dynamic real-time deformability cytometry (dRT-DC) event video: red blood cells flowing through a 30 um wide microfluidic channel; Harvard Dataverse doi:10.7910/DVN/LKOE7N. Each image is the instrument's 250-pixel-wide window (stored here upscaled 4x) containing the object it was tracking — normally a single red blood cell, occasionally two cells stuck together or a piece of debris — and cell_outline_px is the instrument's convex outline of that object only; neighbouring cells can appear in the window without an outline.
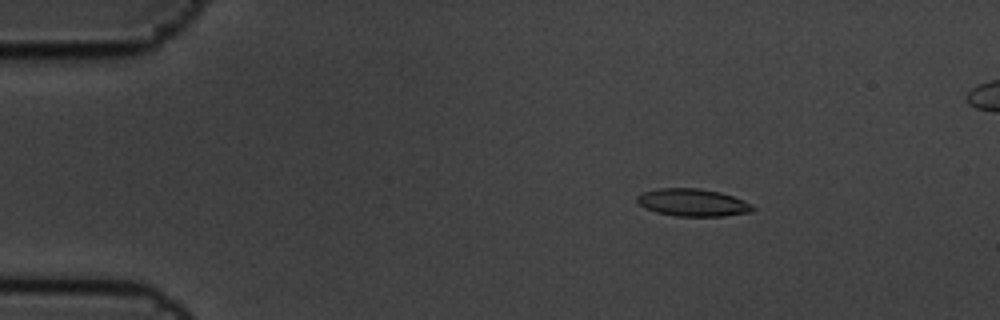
{"species": "common noctule bat (a hibernating species)", "species_latin": "Nyctalus noctula", "temperature_condition": "cold", "stored_images_in_passage": 9, "camera_frame_rate_fps": 3000, "um_per_image_px": 0.085, "animal": {"sex": "male", "body_mass_g": 19.5, "forearm_length_mm": 54.6}, "frame": {"image": 1, "passage_image": 3, "time_ms": 0.667, "image_size_px": [1000, 320], "cell_outline_px": [[756, 208], [752, 212], [724, 216], [676, 216], [656, 212], [644, 208], [636, 200], [636, 196], [644, 192], [660, 188], [696, 188], [720, 192], [744, 200], [752, 204]], "centroid_in_image_um": [58.9, 17.22], "position_along_channel_um": 26.1, "area_um2": 18.55}}
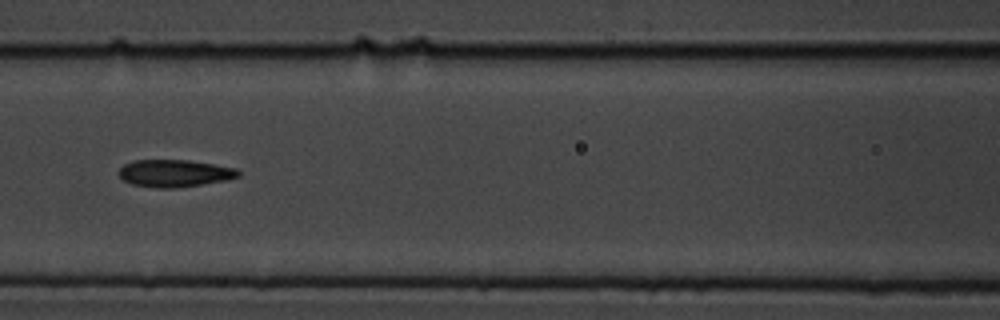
{"frame": {"image": 2, "passage_image": 8, "time_ms": 2.333, "image_size_px": [1000, 320], "cell_outline_px": [[240, 176], [224, 180], [176, 188], [160, 188], [132, 184], [124, 180], [120, 176], [120, 168], [124, 164], [136, 160], [188, 160], [216, 164], [236, 168], [240, 172]], "centroid_in_image_um": [14.86, 14.72], "position_along_channel_um": 151.7, "area_um2": 18.79}}
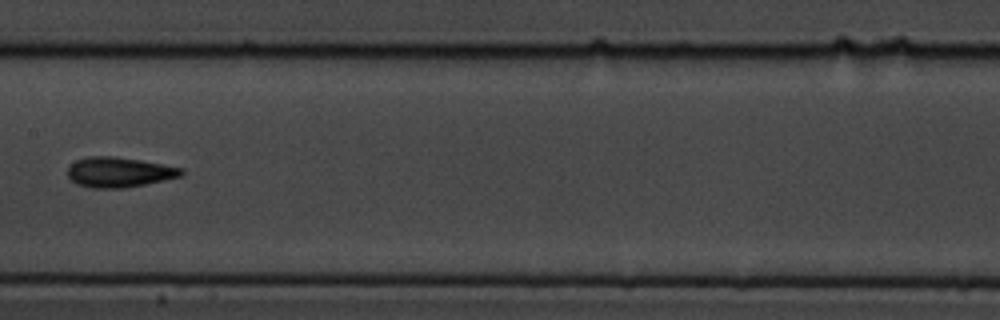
{"frame": {"image": 3, "passage_image": 9, "time_ms": 2.667, "image_size_px": [1000, 320], "cell_outline_px": [[184, 172], [180, 176], [164, 180], [144, 184], [120, 188], [88, 188], [76, 184], [68, 176], [68, 168], [76, 160], [88, 156], [112, 156], [140, 160], [184, 168]], "centroid_in_image_um": [10.1, 14.63], "position_along_channel_um": 197.3, "area_um2": 19.83}}